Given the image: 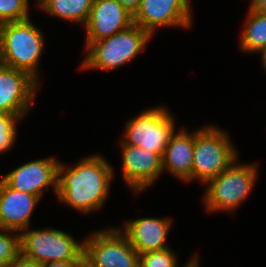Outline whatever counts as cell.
<instances>
[{
  "mask_svg": "<svg viewBox=\"0 0 266 267\" xmlns=\"http://www.w3.org/2000/svg\"><path fill=\"white\" fill-rule=\"evenodd\" d=\"M12 267H42V263L31 261L20 255L12 264Z\"/></svg>",
  "mask_w": 266,
  "mask_h": 267,
  "instance_id": "cell-23",
  "label": "cell"
},
{
  "mask_svg": "<svg viewBox=\"0 0 266 267\" xmlns=\"http://www.w3.org/2000/svg\"><path fill=\"white\" fill-rule=\"evenodd\" d=\"M132 14L139 8L141 0H117Z\"/></svg>",
  "mask_w": 266,
  "mask_h": 267,
  "instance_id": "cell-25",
  "label": "cell"
},
{
  "mask_svg": "<svg viewBox=\"0 0 266 267\" xmlns=\"http://www.w3.org/2000/svg\"><path fill=\"white\" fill-rule=\"evenodd\" d=\"M122 151L124 181L136 193L147 189L161 175L163 170L162 156L139 146L120 145Z\"/></svg>",
  "mask_w": 266,
  "mask_h": 267,
  "instance_id": "cell-11",
  "label": "cell"
},
{
  "mask_svg": "<svg viewBox=\"0 0 266 267\" xmlns=\"http://www.w3.org/2000/svg\"><path fill=\"white\" fill-rule=\"evenodd\" d=\"M0 231V267L12 266L21 255L20 233L9 229H0ZM2 231L10 234L2 233Z\"/></svg>",
  "mask_w": 266,
  "mask_h": 267,
  "instance_id": "cell-19",
  "label": "cell"
},
{
  "mask_svg": "<svg viewBox=\"0 0 266 267\" xmlns=\"http://www.w3.org/2000/svg\"><path fill=\"white\" fill-rule=\"evenodd\" d=\"M133 24V14L117 0H94L86 27V49Z\"/></svg>",
  "mask_w": 266,
  "mask_h": 267,
  "instance_id": "cell-13",
  "label": "cell"
},
{
  "mask_svg": "<svg viewBox=\"0 0 266 267\" xmlns=\"http://www.w3.org/2000/svg\"><path fill=\"white\" fill-rule=\"evenodd\" d=\"M194 140L195 132L189 134L184 129L174 132L162 157L163 170H168L180 180L191 181Z\"/></svg>",
  "mask_w": 266,
  "mask_h": 267,
  "instance_id": "cell-16",
  "label": "cell"
},
{
  "mask_svg": "<svg viewBox=\"0 0 266 267\" xmlns=\"http://www.w3.org/2000/svg\"><path fill=\"white\" fill-rule=\"evenodd\" d=\"M256 164L235 161L206 185L204 203L207 211H233L251 194L257 179Z\"/></svg>",
  "mask_w": 266,
  "mask_h": 267,
  "instance_id": "cell-5",
  "label": "cell"
},
{
  "mask_svg": "<svg viewBox=\"0 0 266 267\" xmlns=\"http://www.w3.org/2000/svg\"><path fill=\"white\" fill-rule=\"evenodd\" d=\"M40 197L17 191L0 179V229L18 233L28 227L30 218Z\"/></svg>",
  "mask_w": 266,
  "mask_h": 267,
  "instance_id": "cell-14",
  "label": "cell"
},
{
  "mask_svg": "<svg viewBox=\"0 0 266 267\" xmlns=\"http://www.w3.org/2000/svg\"><path fill=\"white\" fill-rule=\"evenodd\" d=\"M246 26L242 32L240 49L243 52H259L266 47V14L249 8Z\"/></svg>",
  "mask_w": 266,
  "mask_h": 267,
  "instance_id": "cell-18",
  "label": "cell"
},
{
  "mask_svg": "<svg viewBox=\"0 0 266 267\" xmlns=\"http://www.w3.org/2000/svg\"><path fill=\"white\" fill-rule=\"evenodd\" d=\"M197 257L194 256L191 261L187 262L184 267H199Z\"/></svg>",
  "mask_w": 266,
  "mask_h": 267,
  "instance_id": "cell-27",
  "label": "cell"
},
{
  "mask_svg": "<svg viewBox=\"0 0 266 267\" xmlns=\"http://www.w3.org/2000/svg\"><path fill=\"white\" fill-rule=\"evenodd\" d=\"M224 131L214 125L195 131L191 181L207 184L237 160V151Z\"/></svg>",
  "mask_w": 266,
  "mask_h": 267,
  "instance_id": "cell-4",
  "label": "cell"
},
{
  "mask_svg": "<svg viewBox=\"0 0 266 267\" xmlns=\"http://www.w3.org/2000/svg\"><path fill=\"white\" fill-rule=\"evenodd\" d=\"M82 261H54L42 263V267H79Z\"/></svg>",
  "mask_w": 266,
  "mask_h": 267,
  "instance_id": "cell-24",
  "label": "cell"
},
{
  "mask_svg": "<svg viewBox=\"0 0 266 267\" xmlns=\"http://www.w3.org/2000/svg\"><path fill=\"white\" fill-rule=\"evenodd\" d=\"M259 52L261 53V56H262L261 63H263V68L266 70V47L261 49Z\"/></svg>",
  "mask_w": 266,
  "mask_h": 267,
  "instance_id": "cell-28",
  "label": "cell"
},
{
  "mask_svg": "<svg viewBox=\"0 0 266 267\" xmlns=\"http://www.w3.org/2000/svg\"><path fill=\"white\" fill-rule=\"evenodd\" d=\"M43 32L30 19L0 25V63L28 73L39 82L38 62L44 49Z\"/></svg>",
  "mask_w": 266,
  "mask_h": 267,
  "instance_id": "cell-2",
  "label": "cell"
},
{
  "mask_svg": "<svg viewBox=\"0 0 266 267\" xmlns=\"http://www.w3.org/2000/svg\"><path fill=\"white\" fill-rule=\"evenodd\" d=\"M250 9L266 14V0H252Z\"/></svg>",
  "mask_w": 266,
  "mask_h": 267,
  "instance_id": "cell-26",
  "label": "cell"
},
{
  "mask_svg": "<svg viewBox=\"0 0 266 267\" xmlns=\"http://www.w3.org/2000/svg\"><path fill=\"white\" fill-rule=\"evenodd\" d=\"M54 157L30 161L10 173L2 176V180L11 188L30 193L41 198L43 189L49 191L53 186L57 194L58 164Z\"/></svg>",
  "mask_w": 266,
  "mask_h": 267,
  "instance_id": "cell-12",
  "label": "cell"
},
{
  "mask_svg": "<svg viewBox=\"0 0 266 267\" xmlns=\"http://www.w3.org/2000/svg\"><path fill=\"white\" fill-rule=\"evenodd\" d=\"M20 120L17 116L8 113H0V154L12 148L17 139L16 121Z\"/></svg>",
  "mask_w": 266,
  "mask_h": 267,
  "instance_id": "cell-22",
  "label": "cell"
},
{
  "mask_svg": "<svg viewBox=\"0 0 266 267\" xmlns=\"http://www.w3.org/2000/svg\"><path fill=\"white\" fill-rule=\"evenodd\" d=\"M94 0H39L38 5L49 15L86 25Z\"/></svg>",
  "mask_w": 266,
  "mask_h": 267,
  "instance_id": "cell-17",
  "label": "cell"
},
{
  "mask_svg": "<svg viewBox=\"0 0 266 267\" xmlns=\"http://www.w3.org/2000/svg\"><path fill=\"white\" fill-rule=\"evenodd\" d=\"M38 84L28 73L0 63V113L22 119L32 108Z\"/></svg>",
  "mask_w": 266,
  "mask_h": 267,
  "instance_id": "cell-10",
  "label": "cell"
},
{
  "mask_svg": "<svg viewBox=\"0 0 266 267\" xmlns=\"http://www.w3.org/2000/svg\"><path fill=\"white\" fill-rule=\"evenodd\" d=\"M189 0H141L133 14V23L138 24L152 36L157 28L192 25Z\"/></svg>",
  "mask_w": 266,
  "mask_h": 267,
  "instance_id": "cell-9",
  "label": "cell"
},
{
  "mask_svg": "<svg viewBox=\"0 0 266 267\" xmlns=\"http://www.w3.org/2000/svg\"><path fill=\"white\" fill-rule=\"evenodd\" d=\"M175 132V121L165 107H154L131 118L124 130L120 145L139 146L163 157L171 135Z\"/></svg>",
  "mask_w": 266,
  "mask_h": 267,
  "instance_id": "cell-7",
  "label": "cell"
},
{
  "mask_svg": "<svg viewBox=\"0 0 266 267\" xmlns=\"http://www.w3.org/2000/svg\"><path fill=\"white\" fill-rule=\"evenodd\" d=\"M79 267H92L90 266L84 259L82 260L81 264L79 265Z\"/></svg>",
  "mask_w": 266,
  "mask_h": 267,
  "instance_id": "cell-29",
  "label": "cell"
},
{
  "mask_svg": "<svg viewBox=\"0 0 266 267\" xmlns=\"http://www.w3.org/2000/svg\"><path fill=\"white\" fill-rule=\"evenodd\" d=\"M75 240L70 234L54 228H27L20 233L21 255L39 263L82 261L84 243Z\"/></svg>",
  "mask_w": 266,
  "mask_h": 267,
  "instance_id": "cell-6",
  "label": "cell"
},
{
  "mask_svg": "<svg viewBox=\"0 0 266 267\" xmlns=\"http://www.w3.org/2000/svg\"><path fill=\"white\" fill-rule=\"evenodd\" d=\"M58 164L57 197L84 214L100 209L109 194L113 167L101 155L81 159L75 167Z\"/></svg>",
  "mask_w": 266,
  "mask_h": 267,
  "instance_id": "cell-1",
  "label": "cell"
},
{
  "mask_svg": "<svg viewBox=\"0 0 266 267\" xmlns=\"http://www.w3.org/2000/svg\"><path fill=\"white\" fill-rule=\"evenodd\" d=\"M29 0H0V25L29 19Z\"/></svg>",
  "mask_w": 266,
  "mask_h": 267,
  "instance_id": "cell-20",
  "label": "cell"
},
{
  "mask_svg": "<svg viewBox=\"0 0 266 267\" xmlns=\"http://www.w3.org/2000/svg\"><path fill=\"white\" fill-rule=\"evenodd\" d=\"M172 226V220L166 218H138L127 221L123 233L138 254L163 250L167 247L166 239Z\"/></svg>",
  "mask_w": 266,
  "mask_h": 267,
  "instance_id": "cell-15",
  "label": "cell"
},
{
  "mask_svg": "<svg viewBox=\"0 0 266 267\" xmlns=\"http://www.w3.org/2000/svg\"><path fill=\"white\" fill-rule=\"evenodd\" d=\"M175 253L166 248L140 254L139 267H178Z\"/></svg>",
  "mask_w": 266,
  "mask_h": 267,
  "instance_id": "cell-21",
  "label": "cell"
},
{
  "mask_svg": "<svg viewBox=\"0 0 266 267\" xmlns=\"http://www.w3.org/2000/svg\"><path fill=\"white\" fill-rule=\"evenodd\" d=\"M151 34L133 23L111 37L93 42L87 49L88 55L82 69L114 70L133 60L144 50Z\"/></svg>",
  "mask_w": 266,
  "mask_h": 267,
  "instance_id": "cell-3",
  "label": "cell"
},
{
  "mask_svg": "<svg viewBox=\"0 0 266 267\" xmlns=\"http://www.w3.org/2000/svg\"><path fill=\"white\" fill-rule=\"evenodd\" d=\"M83 243V259L92 267H139L140 255L121 228L98 230Z\"/></svg>",
  "mask_w": 266,
  "mask_h": 267,
  "instance_id": "cell-8",
  "label": "cell"
}]
</instances>
